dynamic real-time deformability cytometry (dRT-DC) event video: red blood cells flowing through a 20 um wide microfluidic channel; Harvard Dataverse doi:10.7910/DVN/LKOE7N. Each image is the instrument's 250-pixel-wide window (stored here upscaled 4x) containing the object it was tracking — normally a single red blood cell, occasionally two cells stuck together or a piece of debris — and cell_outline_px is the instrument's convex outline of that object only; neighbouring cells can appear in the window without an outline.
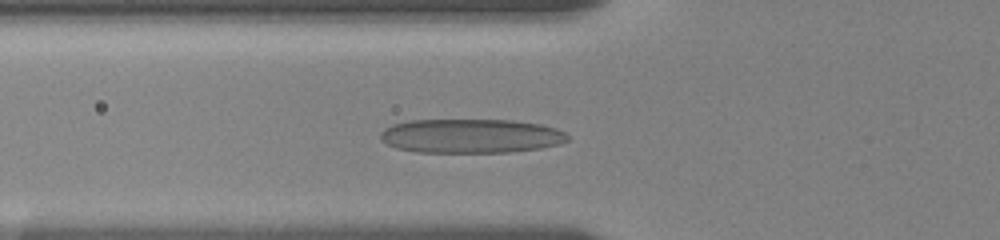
{"species": "human", "species_latin": "Homo sapiens", "temperature_condition": "room temperature", "stored_images_in_passage": 71, "camera_frame_rate_fps": 3000, "um_per_image_px": 0.085, "donor": {"sex": "female"}, "frame": {"image": 1, "passage_image": 39, "time_ms": 5.0, "image_size_px": [1000, 240], "cell_outline_px": [[568, 140], [560, 144], [540, 148], [508, 152], [416, 152], [396, 148], [380, 140], [380, 132], [384, 128], [392, 124], [408, 120], [512, 120], [540, 124], [556, 128], [564, 132], [568, 136]], "centroid_in_image_um": [39.99, 11.55], "position_along_channel_um": 85.8, "area_um2": 37.4}}
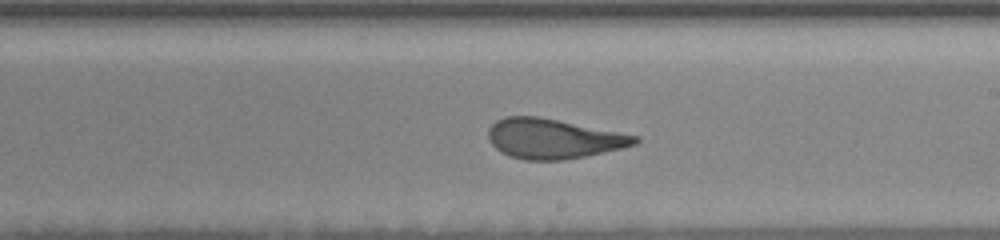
{"frame": {"image": 2, "passage_image": 55, "time_ms": 9.333, "image_size_px": [1000, 240], "cell_outline_px": [[640, 140], [636, 144], [620, 148], [584, 156], [560, 160], [528, 160], [512, 156], [500, 152], [492, 144], [488, 136], [488, 128], [496, 120], [504, 116], [536, 116], [640, 136]], "centroid_in_image_um": [47.01, 11.78], "position_along_channel_um": 242.0, "area_um2": 33.64}}
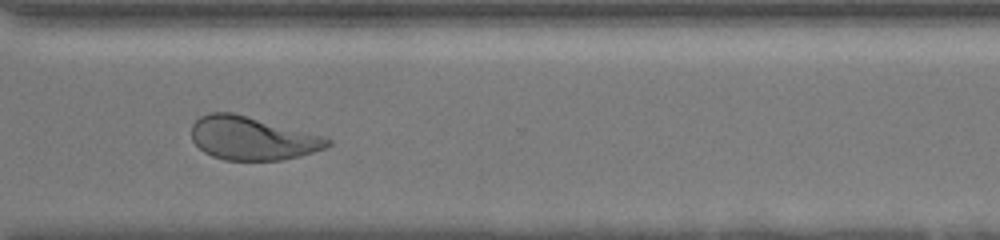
{"frame": {"image": 3, "passage_image": 70, "time_ms": 12.333, "image_size_px": [1000, 240], "cell_outline_px": [[332, 144], [324, 148], [300, 156], [280, 160], [224, 160], [212, 156], [204, 152], [192, 140], [192, 124], [200, 116], [208, 112], [232, 112], [324, 136], [332, 140]], "centroid_in_image_um": [21.42, 11.75], "position_along_channel_um": 349.2, "area_um2": 34.28}}